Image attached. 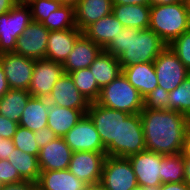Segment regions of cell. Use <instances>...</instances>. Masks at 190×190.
Listing matches in <instances>:
<instances>
[{
    "instance_id": "cell-1",
    "label": "cell",
    "mask_w": 190,
    "mask_h": 190,
    "mask_svg": "<svg viewBox=\"0 0 190 190\" xmlns=\"http://www.w3.org/2000/svg\"><path fill=\"white\" fill-rule=\"evenodd\" d=\"M146 150L162 155L182 153L188 117L174 110L140 112Z\"/></svg>"
},
{
    "instance_id": "cell-2",
    "label": "cell",
    "mask_w": 190,
    "mask_h": 190,
    "mask_svg": "<svg viewBox=\"0 0 190 190\" xmlns=\"http://www.w3.org/2000/svg\"><path fill=\"white\" fill-rule=\"evenodd\" d=\"M167 44L150 28L124 27L104 51L119 60L121 68L136 63L154 62Z\"/></svg>"
},
{
    "instance_id": "cell-3",
    "label": "cell",
    "mask_w": 190,
    "mask_h": 190,
    "mask_svg": "<svg viewBox=\"0 0 190 190\" xmlns=\"http://www.w3.org/2000/svg\"><path fill=\"white\" fill-rule=\"evenodd\" d=\"M149 28L167 45L190 29L186 2L150 6Z\"/></svg>"
},
{
    "instance_id": "cell-4",
    "label": "cell",
    "mask_w": 190,
    "mask_h": 190,
    "mask_svg": "<svg viewBox=\"0 0 190 190\" xmlns=\"http://www.w3.org/2000/svg\"><path fill=\"white\" fill-rule=\"evenodd\" d=\"M96 103L129 114H140L144 108V98L123 73L101 89Z\"/></svg>"
},
{
    "instance_id": "cell-5",
    "label": "cell",
    "mask_w": 190,
    "mask_h": 190,
    "mask_svg": "<svg viewBox=\"0 0 190 190\" xmlns=\"http://www.w3.org/2000/svg\"><path fill=\"white\" fill-rule=\"evenodd\" d=\"M146 150L140 114L120 117L119 143L106 148V156L129 157Z\"/></svg>"
},
{
    "instance_id": "cell-6",
    "label": "cell",
    "mask_w": 190,
    "mask_h": 190,
    "mask_svg": "<svg viewBox=\"0 0 190 190\" xmlns=\"http://www.w3.org/2000/svg\"><path fill=\"white\" fill-rule=\"evenodd\" d=\"M31 22L30 7L22 0L0 15V54L15 51L17 39Z\"/></svg>"
},
{
    "instance_id": "cell-7",
    "label": "cell",
    "mask_w": 190,
    "mask_h": 190,
    "mask_svg": "<svg viewBox=\"0 0 190 190\" xmlns=\"http://www.w3.org/2000/svg\"><path fill=\"white\" fill-rule=\"evenodd\" d=\"M99 185L104 190H131L137 187L136 175L129 159L106 156Z\"/></svg>"
},
{
    "instance_id": "cell-8",
    "label": "cell",
    "mask_w": 190,
    "mask_h": 190,
    "mask_svg": "<svg viewBox=\"0 0 190 190\" xmlns=\"http://www.w3.org/2000/svg\"><path fill=\"white\" fill-rule=\"evenodd\" d=\"M86 114L93 121L105 148L111 143H119L120 117L130 115L127 112L110 109L96 102L89 104Z\"/></svg>"
},
{
    "instance_id": "cell-9",
    "label": "cell",
    "mask_w": 190,
    "mask_h": 190,
    "mask_svg": "<svg viewBox=\"0 0 190 190\" xmlns=\"http://www.w3.org/2000/svg\"><path fill=\"white\" fill-rule=\"evenodd\" d=\"M158 86L171 92L189 77V70L180 62L177 55L167 47L154 61Z\"/></svg>"
},
{
    "instance_id": "cell-10",
    "label": "cell",
    "mask_w": 190,
    "mask_h": 190,
    "mask_svg": "<svg viewBox=\"0 0 190 190\" xmlns=\"http://www.w3.org/2000/svg\"><path fill=\"white\" fill-rule=\"evenodd\" d=\"M164 157L153 151L144 150L127 157L136 175L138 186L149 190H157L162 184L161 159Z\"/></svg>"
},
{
    "instance_id": "cell-11",
    "label": "cell",
    "mask_w": 190,
    "mask_h": 190,
    "mask_svg": "<svg viewBox=\"0 0 190 190\" xmlns=\"http://www.w3.org/2000/svg\"><path fill=\"white\" fill-rule=\"evenodd\" d=\"M0 64L4 69L10 89L28 91L35 65L34 59L15 54L14 52L1 53Z\"/></svg>"
},
{
    "instance_id": "cell-12",
    "label": "cell",
    "mask_w": 190,
    "mask_h": 190,
    "mask_svg": "<svg viewBox=\"0 0 190 190\" xmlns=\"http://www.w3.org/2000/svg\"><path fill=\"white\" fill-rule=\"evenodd\" d=\"M63 139L73 152H106L94 123L87 114L63 136Z\"/></svg>"
},
{
    "instance_id": "cell-13",
    "label": "cell",
    "mask_w": 190,
    "mask_h": 190,
    "mask_svg": "<svg viewBox=\"0 0 190 190\" xmlns=\"http://www.w3.org/2000/svg\"><path fill=\"white\" fill-rule=\"evenodd\" d=\"M106 152H73L68 170L89 186L99 185Z\"/></svg>"
},
{
    "instance_id": "cell-14",
    "label": "cell",
    "mask_w": 190,
    "mask_h": 190,
    "mask_svg": "<svg viewBox=\"0 0 190 190\" xmlns=\"http://www.w3.org/2000/svg\"><path fill=\"white\" fill-rule=\"evenodd\" d=\"M49 30L32 21L16 41L14 53L34 60L45 59Z\"/></svg>"
},
{
    "instance_id": "cell-15",
    "label": "cell",
    "mask_w": 190,
    "mask_h": 190,
    "mask_svg": "<svg viewBox=\"0 0 190 190\" xmlns=\"http://www.w3.org/2000/svg\"><path fill=\"white\" fill-rule=\"evenodd\" d=\"M64 73L62 63L47 59L35 60L28 92L34 97L48 98L53 86Z\"/></svg>"
},
{
    "instance_id": "cell-16",
    "label": "cell",
    "mask_w": 190,
    "mask_h": 190,
    "mask_svg": "<svg viewBox=\"0 0 190 190\" xmlns=\"http://www.w3.org/2000/svg\"><path fill=\"white\" fill-rule=\"evenodd\" d=\"M47 100L49 103L87 113L89 102L79 92L70 74L64 73L53 86Z\"/></svg>"
},
{
    "instance_id": "cell-17",
    "label": "cell",
    "mask_w": 190,
    "mask_h": 190,
    "mask_svg": "<svg viewBox=\"0 0 190 190\" xmlns=\"http://www.w3.org/2000/svg\"><path fill=\"white\" fill-rule=\"evenodd\" d=\"M73 151L63 137H57L40 148L38 163L40 171L68 169Z\"/></svg>"
},
{
    "instance_id": "cell-18",
    "label": "cell",
    "mask_w": 190,
    "mask_h": 190,
    "mask_svg": "<svg viewBox=\"0 0 190 190\" xmlns=\"http://www.w3.org/2000/svg\"><path fill=\"white\" fill-rule=\"evenodd\" d=\"M102 51L103 49L99 45L82 34L62 64L64 72L69 74L76 70L89 68Z\"/></svg>"
},
{
    "instance_id": "cell-19",
    "label": "cell",
    "mask_w": 190,
    "mask_h": 190,
    "mask_svg": "<svg viewBox=\"0 0 190 190\" xmlns=\"http://www.w3.org/2000/svg\"><path fill=\"white\" fill-rule=\"evenodd\" d=\"M83 34L77 27L68 30L50 31L45 59L64 63L73 50L76 40Z\"/></svg>"
},
{
    "instance_id": "cell-20",
    "label": "cell",
    "mask_w": 190,
    "mask_h": 190,
    "mask_svg": "<svg viewBox=\"0 0 190 190\" xmlns=\"http://www.w3.org/2000/svg\"><path fill=\"white\" fill-rule=\"evenodd\" d=\"M75 7L76 27L83 31L90 24L112 13V0H77Z\"/></svg>"
},
{
    "instance_id": "cell-21",
    "label": "cell",
    "mask_w": 190,
    "mask_h": 190,
    "mask_svg": "<svg viewBox=\"0 0 190 190\" xmlns=\"http://www.w3.org/2000/svg\"><path fill=\"white\" fill-rule=\"evenodd\" d=\"M37 190H87L89 185L68 169L41 171Z\"/></svg>"
},
{
    "instance_id": "cell-22",
    "label": "cell",
    "mask_w": 190,
    "mask_h": 190,
    "mask_svg": "<svg viewBox=\"0 0 190 190\" xmlns=\"http://www.w3.org/2000/svg\"><path fill=\"white\" fill-rule=\"evenodd\" d=\"M122 73L143 98L158 86L154 62L129 65L122 68Z\"/></svg>"
},
{
    "instance_id": "cell-23",
    "label": "cell",
    "mask_w": 190,
    "mask_h": 190,
    "mask_svg": "<svg viewBox=\"0 0 190 190\" xmlns=\"http://www.w3.org/2000/svg\"><path fill=\"white\" fill-rule=\"evenodd\" d=\"M123 29L122 23L111 13L90 24L82 32L104 50Z\"/></svg>"
},
{
    "instance_id": "cell-24",
    "label": "cell",
    "mask_w": 190,
    "mask_h": 190,
    "mask_svg": "<svg viewBox=\"0 0 190 190\" xmlns=\"http://www.w3.org/2000/svg\"><path fill=\"white\" fill-rule=\"evenodd\" d=\"M49 101L47 98L31 96L19 121V126L33 132L47 127Z\"/></svg>"
},
{
    "instance_id": "cell-25",
    "label": "cell",
    "mask_w": 190,
    "mask_h": 190,
    "mask_svg": "<svg viewBox=\"0 0 190 190\" xmlns=\"http://www.w3.org/2000/svg\"><path fill=\"white\" fill-rule=\"evenodd\" d=\"M112 14L124 27L139 30L149 28L150 5L113 4Z\"/></svg>"
},
{
    "instance_id": "cell-26",
    "label": "cell",
    "mask_w": 190,
    "mask_h": 190,
    "mask_svg": "<svg viewBox=\"0 0 190 190\" xmlns=\"http://www.w3.org/2000/svg\"><path fill=\"white\" fill-rule=\"evenodd\" d=\"M83 116L84 114L80 110L59 107L50 103L47 127L50 128L57 137H63Z\"/></svg>"
},
{
    "instance_id": "cell-27",
    "label": "cell",
    "mask_w": 190,
    "mask_h": 190,
    "mask_svg": "<svg viewBox=\"0 0 190 190\" xmlns=\"http://www.w3.org/2000/svg\"><path fill=\"white\" fill-rule=\"evenodd\" d=\"M100 89L110 84L122 73L119 60L112 54L102 51L94 62L89 66Z\"/></svg>"
},
{
    "instance_id": "cell-28",
    "label": "cell",
    "mask_w": 190,
    "mask_h": 190,
    "mask_svg": "<svg viewBox=\"0 0 190 190\" xmlns=\"http://www.w3.org/2000/svg\"><path fill=\"white\" fill-rule=\"evenodd\" d=\"M32 95L26 90L9 89L0 98V115L19 123L22 113Z\"/></svg>"
},
{
    "instance_id": "cell-29",
    "label": "cell",
    "mask_w": 190,
    "mask_h": 190,
    "mask_svg": "<svg viewBox=\"0 0 190 190\" xmlns=\"http://www.w3.org/2000/svg\"><path fill=\"white\" fill-rule=\"evenodd\" d=\"M7 160L17 169L24 180L34 183L38 182L41 172L38 156L25 153L15 148Z\"/></svg>"
},
{
    "instance_id": "cell-30",
    "label": "cell",
    "mask_w": 190,
    "mask_h": 190,
    "mask_svg": "<svg viewBox=\"0 0 190 190\" xmlns=\"http://www.w3.org/2000/svg\"><path fill=\"white\" fill-rule=\"evenodd\" d=\"M49 31L68 30L76 27L75 7L72 3H63L41 22Z\"/></svg>"
},
{
    "instance_id": "cell-31",
    "label": "cell",
    "mask_w": 190,
    "mask_h": 190,
    "mask_svg": "<svg viewBox=\"0 0 190 190\" xmlns=\"http://www.w3.org/2000/svg\"><path fill=\"white\" fill-rule=\"evenodd\" d=\"M159 175L162 184L184 182V155L182 153L164 155Z\"/></svg>"
},
{
    "instance_id": "cell-32",
    "label": "cell",
    "mask_w": 190,
    "mask_h": 190,
    "mask_svg": "<svg viewBox=\"0 0 190 190\" xmlns=\"http://www.w3.org/2000/svg\"><path fill=\"white\" fill-rule=\"evenodd\" d=\"M69 74L73 78L74 84L79 92L89 103H93L98 100L101 89L89 68L76 70Z\"/></svg>"
},
{
    "instance_id": "cell-33",
    "label": "cell",
    "mask_w": 190,
    "mask_h": 190,
    "mask_svg": "<svg viewBox=\"0 0 190 190\" xmlns=\"http://www.w3.org/2000/svg\"><path fill=\"white\" fill-rule=\"evenodd\" d=\"M169 110L178 111L190 117V77L169 92Z\"/></svg>"
},
{
    "instance_id": "cell-34",
    "label": "cell",
    "mask_w": 190,
    "mask_h": 190,
    "mask_svg": "<svg viewBox=\"0 0 190 190\" xmlns=\"http://www.w3.org/2000/svg\"><path fill=\"white\" fill-rule=\"evenodd\" d=\"M12 141L15 147L19 150L31 155H39L40 147L36 143L33 131L18 126L16 133L13 135Z\"/></svg>"
},
{
    "instance_id": "cell-35",
    "label": "cell",
    "mask_w": 190,
    "mask_h": 190,
    "mask_svg": "<svg viewBox=\"0 0 190 190\" xmlns=\"http://www.w3.org/2000/svg\"><path fill=\"white\" fill-rule=\"evenodd\" d=\"M25 3L30 7L32 21L40 23L63 4L61 0H26Z\"/></svg>"
},
{
    "instance_id": "cell-36",
    "label": "cell",
    "mask_w": 190,
    "mask_h": 190,
    "mask_svg": "<svg viewBox=\"0 0 190 190\" xmlns=\"http://www.w3.org/2000/svg\"><path fill=\"white\" fill-rule=\"evenodd\" d=\"M168 47L190 71V29L175 38L170 44H168Z\"/></svg>"
},
{
    "instance_id": "cell-37",
    "label": "cell",
    "mask_w": 190,
    "mask_h": 190,
    "mask_svg": "<svg viewBox=\"0 0 190 190\" xmlns=\"http://www.w3.org/2000/svg\"><path fill=\"white\" fill-rule=\"evenodd\" d=\"M169 92L157 86L144 98L143 110H168Z\"/></svg>"
},
{
    "instance_id": "cell-38",
    "label": "cell",
    "mask_w": 190,
    "mask_h": 190,
    "mask_svg": "<svg viewBox=\"0 0 190 190\" xmlns=\"http://www.w3.org/2000/svg\"><path fill=\"white\" fill-rule=\"evenodd\" d=\"M22 181L24 179L13 165L8 160L0 159V184L5 185Z\"/></svg>"
},
{
    "instance_id": "cell-39",
    "label": "cell",
    "mask_w": 190,
    "mask_h": 190,
    "mask_svg": "<svg viewBox=\"0 0 190 190\" xmlns=\"http://www.w3.org/2000/svg\"><path fill=\"white\" fill-rule=\"evenodd\" d=\"M19 124L12 121L5 116L0 115V136L3 139L12 140L13 135L16 133Z\"/></svg>"
},
{
    "instance_id": "cell-40",
    "label": "cell",
    "mask_w": 190,
    "mask_h": 190,
    "mask_svg": "<svg viewBox=\"0 0 190 190\" xmlns=\"http://www.w3.org/2000/svg\"><path fill=\"white\" fill-rule=\"evenodd\" d=\"M34 136L36 143L40 148L46 146L50 141L57 138V135L48 127L35 131Z\"/></svg>"
},
{
    "instance_id": "cell-41",
    "label": "cell",
    "mask_w": 190,
    "mask_h": 190,
    "mask_svg": "<svg viewBox=\"0 0 190 190\" xmlns=\"http://www.w3.org/2000/svg\"><path fill=\"white\" fill-rule=\"evenodd\" d=\"M0 190H37V185L34 182L24 180L22 182L1 185Z\"/></svg>"
},
{
    "instance_id": "cell-42",
    "label": "cell",
    "mask_w": 190,
    "mask_h": 190,
    "mask_svg": "<svg viewBox=\"0 0 190 190\" xmlns=\"http://www.w3.org/2000/svg\"><path fill=\"white\" fill-rule=\"evenodd\" d=\"M13 141L10 139L0 140V159L7 160L8 156L12 154V151L15 149Z\"/></svg>"
},
{
    "instance_id": "cell-43",
    "label": "cell",
    "mask_w": 190,
    "mask_h": 190,
    "mask_svg": "<svg viewBox=\"0 0 190 190\" xmlns=\"http://www.w3.org/2000/svg\"><path fill=\"white\" fill-rule=\"evenodd\" d=\"M157 190H190L186 182L161 184Z\"/></svg>"
},
{
    "instance_id": "cell-44",
    "label": "cell",
    "mask_w": 190,
    "mask_h": 190,
    "mask_svg": "<svg viewBox=\"0 0 190 190\" xmlns=\"http://www.w3.org/2000/svg\"><path fill=\"white\" fill-rule=\"evenodd\" d=\"M10 89L6 75L4 73V69L0 64V98L6 94V92Z\"/></svg>"
},
{
    "instance_id": "cell-45",
    "label": "cell",
    "mask_w": 190,
    "mask_h": 190,
    "mask_svg": "<svg viewBox=\"0 0 190 190\" xmlns=\"http://www.w3.org/2000/svg\"><path fill=\"white\" fill-rule=\"evenodd\" d=\"M20 0H0V15L7 13Z\"/></svg>"
},
{
    "instance_id": "cell-46",
    "label": "cell",
    "mask_w": 190,
    "mask_h": 190,
    "mask_svg": "<svg viewBox=\"0 0 190 190\" xmlns=\"http://www.w3.org/2000/svg\"><path fill=\"white\" fill-rule=\"evenodd\" d=\"M112 4L120 5H150V0H112Z\"/></svg>"
},
{
    "instance_id": "cell-47",
    "label": "cell",
    "mask_w": 190,
    "mask_h": 190,
    "mask_svg": "<svg viewBox=\"0 0 190 190\" xmlns=\"http://www.w3.org/2000/svg\"><path fill=\"white\" fill-rule=\"evenodd\" d=\"M184 182L190 186V159L184 156Z\"/></svg>"
},
{
    "instance_id": "cell-48",
    "label": "cell",
    "mask_w": 190,
    "mask_h": 190,
    "mask_svg": "<svg viewBox=\"0 0 190 190\" xmlns=\"http://www.w3.org/2000/svg\"><path fill=\"white\" fill-rule=\"evenodd\" d=\"M182 154L190 159V133L187 131L186 137H185V142L183 146V151Z\"/></svg>"
},
{
    "instance_id": "cell-49",
    "label": "cell",
    "mask_w": 190,
    "mask_h": 190,
    "mask_svg": "<svg viewBox=\"0 0 190 190\" xmlns=\"http://www.w3.org/2000/svg\"><path fill=\"white\" fill-rule=\"evenodd\" d=\"M179 1L180 0H150V6L171 5Z\"/></svg>"
},
{
    "instance_id": "cell-50",
    "label": "cell",
    "mask_w": 190,
    "mask_h": 190,
    "mask_svg": "<svg viewBox=\"0 0 190 190\" xmlns=\"http://www.w3.org/2000/svg\"><path fill=\"white\" fill-rule=\"evenodd\" d=\"M87 190H104L100 185L89 186Z\"/></svg>"
},
{
    "instance_id": "cell-51",
    "label": "cell",
    "mask_w": 190,
    "mask_h": 190,
    "mask_svg": "<svg viewBox=\"0 0 190 190\" xmlns=\"http://www.w3.org/2000/svg\"><path fill=\"white\" fill-rule=\"evenodd\" d=\"M186 6H187V11H188V14H189V18H190V0H188L186 2Z\"/></svg>"
},
{
    "instance_id": "cell-52",
    "label": "cell",
    "mask_w": 190,
    "mask_h": 190,
    "mask_svg": "<svg viewBox=\"0 0 190 190\" xmlns=\"http://www.w3.org/2000/svg\"><path fill=\"white\" fill-rule=\"evenodd\" d=\"M131 190H149V189H146V188H144L142 186H137V187H135V188H133Z\"/></svg>"
},
{
    "instance_id": "cell-53",
    "label": "cell",
    "mask_w": 190,
    "mask_h": 190,
    "mask_svg": "<svg viewBox=\"0 0 190 190\" xmlns=\"http://www.w3.org/2000/svg\"><path fill=\"white\" fill-rule=\"evenodd\" d=\"M63 3H72L74 4L77 0H61Z\"/></svg>"
},
{
    "instance_id": "cell-54",
    "label": "cell",
    "mask_w": 190,
    "mask_h": 190,
    "mask_svg": "<svg viewBox=\"0 0 190 190\" xmlns=\"http://www.w3.org/2000/svg\"><path fill=\"white\" fill-rule=\"evenodd\" d=\"M188 132L190 133V117H188Z\"/></svg>"
}]
</instances>
